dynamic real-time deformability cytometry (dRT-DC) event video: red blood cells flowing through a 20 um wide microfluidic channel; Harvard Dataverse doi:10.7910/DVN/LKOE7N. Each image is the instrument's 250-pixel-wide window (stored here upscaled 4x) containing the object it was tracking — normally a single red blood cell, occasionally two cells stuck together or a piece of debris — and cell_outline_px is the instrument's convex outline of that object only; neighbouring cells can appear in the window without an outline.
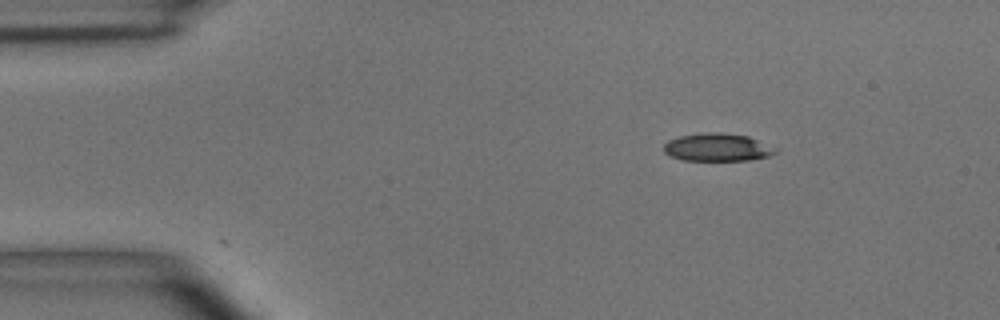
{"species": "common noctule bat (a hibernating species)", "species_latin": "Nyctalus noctula", "temperature_condition": "room temperature", "stored_images_in_passage": 4, "camera_frame_rate_fps": 3000, "um_per_image_px": 0.085, "animal": {"sex": "male", "body_mass_g": 15.6}, "frame": {"image": 1, "passage_image": 1, "time_ms": 0.0, "image_size_px": [1000, 320], "cell_outline_px": [[776, 152], [768, 156], [752, 160], [684, 160], [672, 156], [664, 152], [664, 144], [668, 140], [680, 136], [708, 132], [720, 132], [748, 136], [776, 148]], "centroid_in_image_um": [60.97, 12.52], "position_along_channel_um": 24.0, "area_um2": 17.92}}
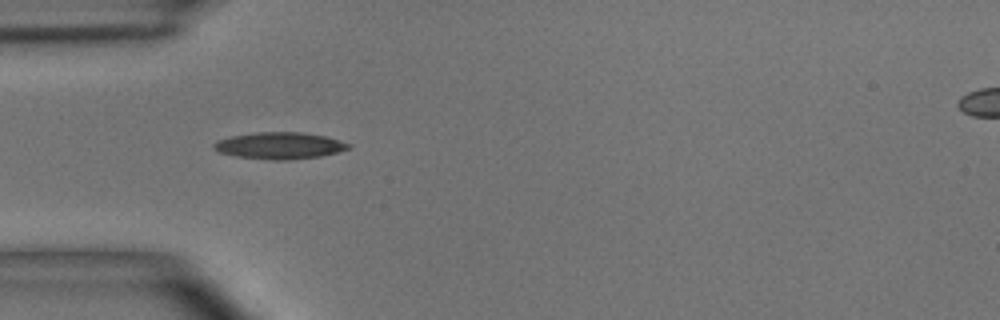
{"frame": {"image": 2, "passage_image": 3, "time_ms": 2.667, "image_size_px": [1000, 320], "cell_outline_px": [[352, 148], [320, 156], [288, 160], [272, 160], [236, 156], [220, 152], [212, 148], [212, 144], [216, 140], [232, 136], [256, 132], [300, 132], [324, 136], [352, 144]], "centroid_in_image_um": [23.75, 12.38], "position_along_channel_um": 61.3, "area_um2": 20.92}}
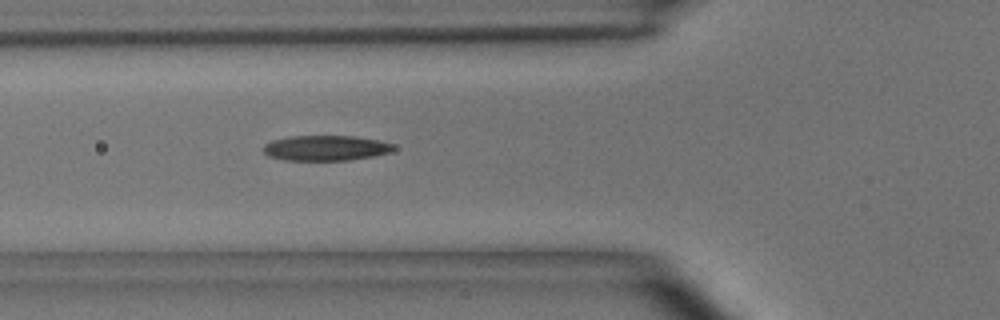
{"frame": {"image": 3, "passage_image": 4, "time_ms": 3.667, "image_size_px": [1000, 320], "cell_outline_px": [[396, 148], [388, 152], [372, 156], [348, 160], [284, 160], [268, 156], [264, 152], [264, 144], [272, 140], [288, 136], [356, 136], [380, 140], [392, 144]], "centroid_in_image_um": [27.66, 12.57], "position_along_channel_um": 98.1, "area_um2": 19.13}}